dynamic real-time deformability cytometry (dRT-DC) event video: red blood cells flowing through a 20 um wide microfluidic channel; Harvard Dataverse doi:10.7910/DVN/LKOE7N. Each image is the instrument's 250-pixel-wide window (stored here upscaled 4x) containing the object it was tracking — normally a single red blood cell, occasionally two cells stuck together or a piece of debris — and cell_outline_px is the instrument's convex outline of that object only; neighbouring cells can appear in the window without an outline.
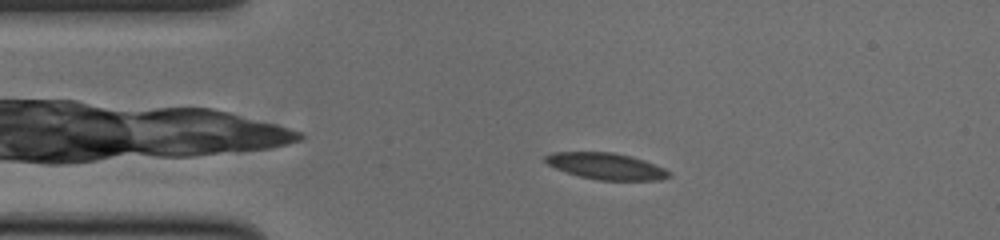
{"species": "common noctule bat (a hibernating species)", "species_latin": "Nyctalus noctula", "temperature_condition": "cold", "stored_images_in_passage": 52, "camera_frame_rate_fps": 3000, "um_per_image_px": 0.085, "animal": {"sex": "male", "body_mass_g": 20.0, "forearm_length_mm": 53.3}, "frame": {"image": 1, "passage_image": 8, "time_ms": 2.333, "image_size_px": [1000, 240], "cell_outline_px": [[672, 176], [660, 180], [596, 180], [564, 172], [548, 164], [544, 160], [544, 156], [552, 152], [612, 152], [644, 160], [664, 168], [672, 172]], "centroid_in_image_um": [51.53, 14.13], "position_along_channel_um": 33.5, "area_um2": 19.07}}
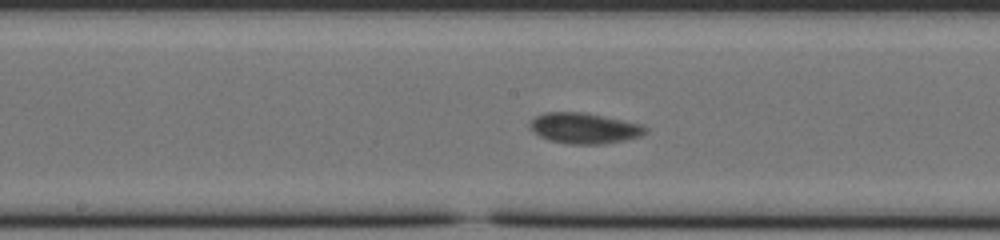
{"frame": {"image": 2, "passage_image": 24, "time_ms": 7.667, "image_size_px": [1000, 240], "cell_outline_px": [[648, 132], [640, 136], [624, 140], [604, 144], [568, 144], [548, 140], [540, 136], [532, 128], [532, 120], [536, 116], [544, 112], [584, 112], [640, 124], [648, 128]], "centroid_in_image_um": [49.7, 10.9], "position_along_channel_um": 198.5, "area_um2": 20.4}}
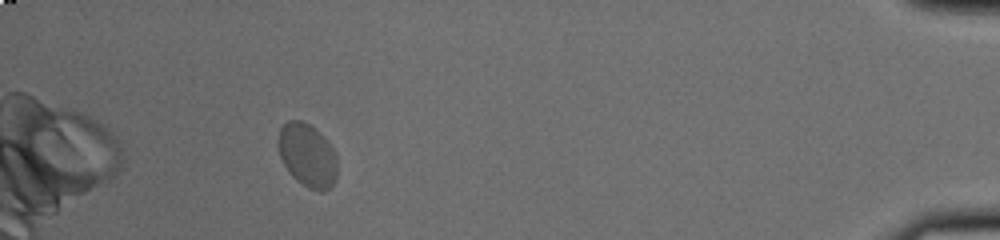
{"frame": {"image": 3, "passage_image": 47, "time_ms": 15.333, "image_size_px": [1000, 240], "cell_outline_px": [[336, 180], [324, 192], [320, 192], [308, 188], [296, 180], [292, 176], [284, 164], [280, 156], [276, 140], [280, 128], [288, 120], [300, 120], [308, 124], [332, 148], [336, 156]], "centroid_in_image_um": [26.08, 13.23], "position_along_channel_um": 409.1, "area_um2": 21.5}, "authors_computed_cell_mechanics": {"area_um2": 19.8832, "velocity_mm_per_s": 3.6519, "shape_relaxation_time_tau1_ms": 2.3108, "shape_relaxation_time_tau2_ms": 1.1352, "deformation_change_tau1": 0.093, "deformation_change_tau2": 0.0378}}